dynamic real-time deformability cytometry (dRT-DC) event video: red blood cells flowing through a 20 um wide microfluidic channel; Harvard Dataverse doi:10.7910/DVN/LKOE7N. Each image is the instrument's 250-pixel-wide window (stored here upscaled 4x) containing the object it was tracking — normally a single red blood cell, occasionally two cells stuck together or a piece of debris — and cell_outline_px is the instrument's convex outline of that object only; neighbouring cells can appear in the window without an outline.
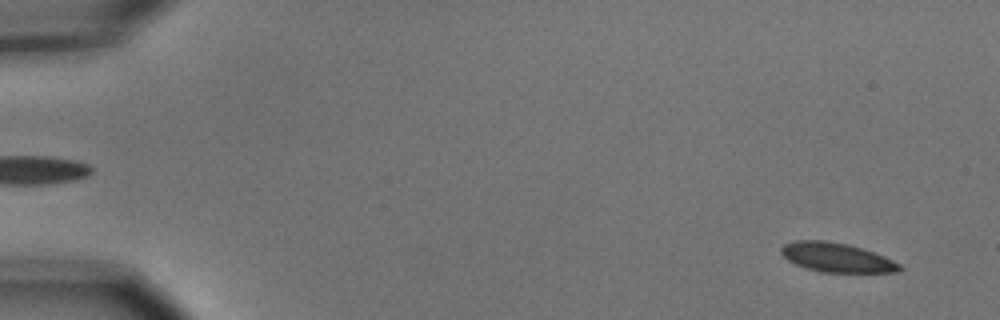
{"species": "common noctule bat (a hibernating species)", "species_latin": "Nyctalus noctula", "temperature_condition": "cold", "stored_images_in_passage": 55, "camera_frame_rate_fps": 3000, "um_per_image_px": 0.085, "animal": {"sex": "male", "body_mass_g": 15.6}, "frame": {"image": 1, "passage_image": 3, "time_ms": 0.667, "image_size_px": [1000, 320], "cell_outline_px": [[904, 268], [900, 272], [820, 272], [796, 264], [788, 260], [780, 252], [780, 248], [784, 244], [792, 240], [824, 240], [848, 244], [884, 256], [900, 264]], "centroid_in_image_um": [71.1, 21.88], "position_along_channel_um": 13.9, "area_um2": 20.11}}
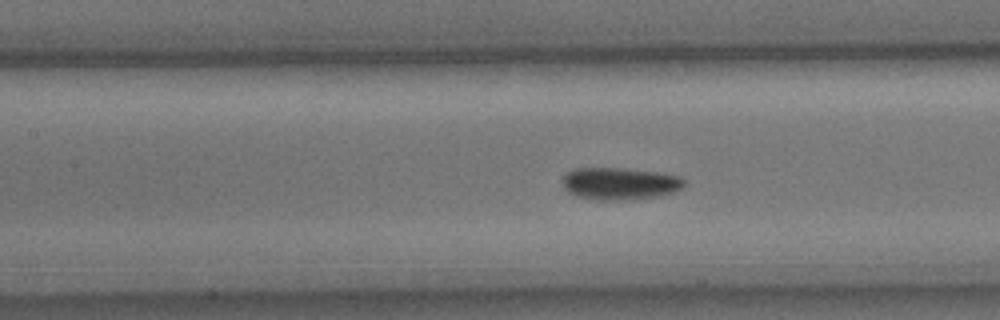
{"frame": {"image": 2, "passage_image": 25, "time_ms": 8.0, "image_size_px": [1000, 320], "cell_outline_px": [[684, 188], [676, 192], [660, 196], [620, 200], [596, 200], [576, 196], [568, 192], [564, 188], [564, 176], [568, 172], [576, 168], [624, 168], [656, 172], [680, 176], [684, 180]], "centroid_in_image_um": [52.72, 15.61], "position_along_channel_um": 154.7, "area_um2": 22.89}}
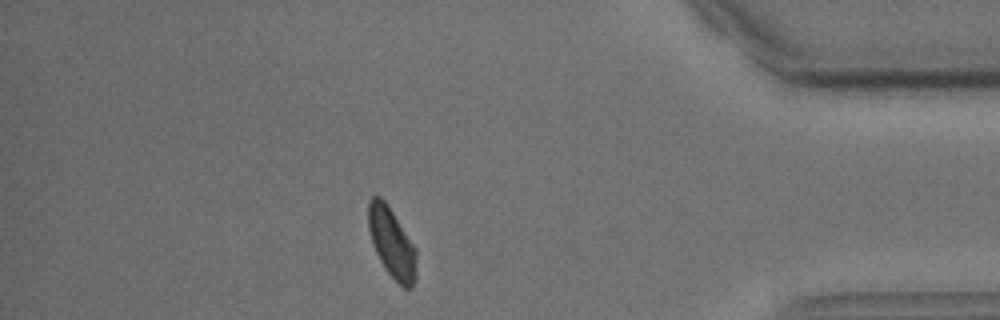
{"frame": {"image": 3, "passage_image": 48, "time_ms": 15.667, "image_size_px": [1000, 320], "cell_outline_px": [[416, 276], [412, 288], [404, 288], [384, 268], [372, 244], [368, 228], [368, 200], [372, 196], [380, 196], [384, 200], [416, 248]], "centroid_in_image_um": [33.29, 20.64], "position_along_channel_um": 401.9, "area_um2": 19.42}, "authors_computed_cell_mechanics": {"area_um2": 20.9814, "velocity_mm_per_s": 3.6683, "shape_relaxation_time_tau1_ms": 2.9495, "shape_relaxation_time_tau2_ms": null, "deformation_change_tau1": 0.0843, "deformation_change_tau2": null}}